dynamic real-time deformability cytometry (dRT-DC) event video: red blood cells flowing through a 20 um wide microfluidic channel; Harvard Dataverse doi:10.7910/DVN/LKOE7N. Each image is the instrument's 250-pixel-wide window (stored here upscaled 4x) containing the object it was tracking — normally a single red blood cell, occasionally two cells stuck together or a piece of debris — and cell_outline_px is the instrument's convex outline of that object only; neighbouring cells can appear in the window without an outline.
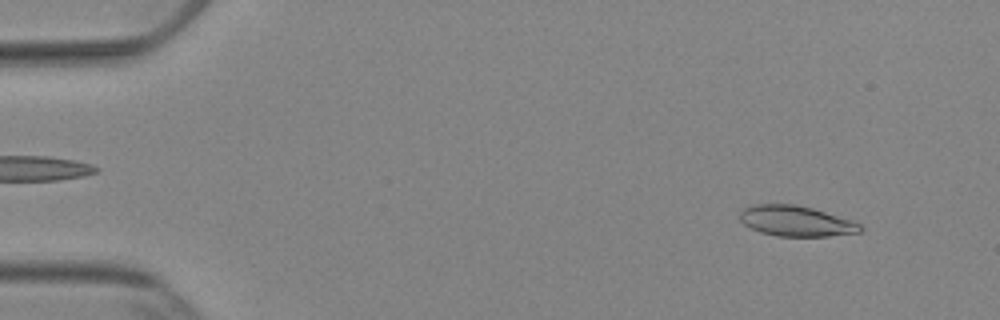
{"species": "Egyptian fruit bat (a non-hibernating species)", "species_latin": "Rousettus aegyptiacus", "temperature_condition": "cold", "stored_images_in_passage": 48, "camera_frame_rate_fps": 3000, "um_per_image_px": 0.085, "animal": {"sex": "female"}, "frame": {"image": 1, "passage_image": 1, "time_ms": 0.0, "image_size_px": [1000, 320], "cell_outline_px": [[864, 228], [860, 232], [828, 236], [776, 236], [760, 232], [744, 224], [740, 220], [740, 212], [744, 208], [752, 204], [796, 204], [812, 208], [852, 220], [860, 224]], "centroid_in_image_um": [67.66, 18.78], "position_along_channel_um": 17.3, "area_um2": 21.39}}
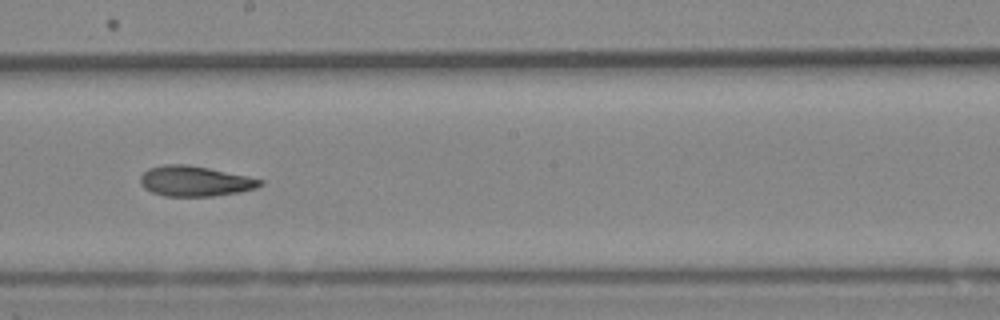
{"frame": {"image": 2, "passage_image": 26, "time_ms": 8.333, "image_size_px": [1000, 320], "cell_outline_px": [[264, 184], [256, 188], [236, 192], [212, 196], [164, 196], [152, 192], [144, 188], [140, 184], [140, 176], [148, 168], [164, 164], [184, 164], [208, 168], [248, 176], [264, 180]], "centroid_in_image_um": [16.55, 15.39], "position_along_channel_um": 231.7, "area_um2": 21.1}}
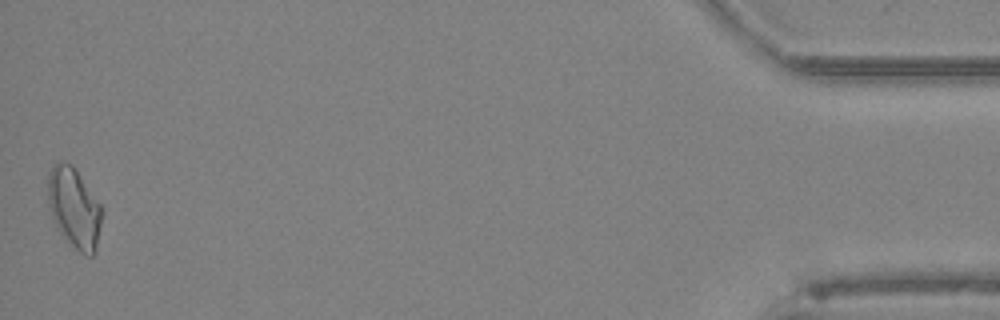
{"frame": {"image": 3, "passage_image": 48, "time_ms": 15.667, "image_size_px": [1000, 320], "cell_outline_px": [[104, 212], [96, 252], [92, 256], [84, 256], [60, 232], [52, 216], [48, 204], [48, 172], [52, 164], [60, 160], [64, 160], [72, 164], [100, 204]], "centroid_in_image_um": [6.32, 17.65], "position_along_channel_um": 428.9, "area_um2": 25.43}, "authors_computed_cell_mechanics": {"area_um2": 21.386, "velocity_mm_per_s": 3.8786, "shape_relaxation_time_tau1_ms": null, "shape_relaxation_time_tau2_ms": 7.6462, "deformation_change_tau1": null, "deformation_change_tau2": 0.1496}}